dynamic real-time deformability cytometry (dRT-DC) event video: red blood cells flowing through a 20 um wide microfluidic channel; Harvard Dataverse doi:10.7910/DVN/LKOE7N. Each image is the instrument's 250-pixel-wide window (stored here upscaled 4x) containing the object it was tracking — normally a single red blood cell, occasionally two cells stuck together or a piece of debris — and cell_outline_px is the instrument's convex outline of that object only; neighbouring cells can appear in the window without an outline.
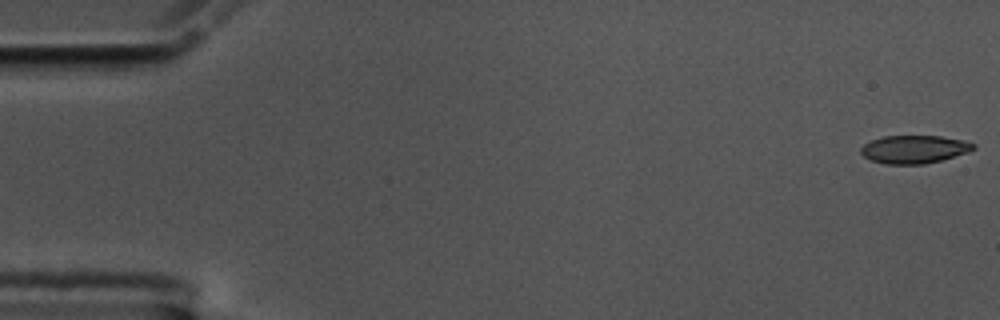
{"species": "common noctule bat (a hibernating species)", "species_latin": "Nyctalus noctula", "temperature_condition": "cold", "stored_images_in_passage": 56, "camera_frame_rate_fps": 3000, "um_per_image_px": 0.085, "animal": {"sex": "male", "body_mass_g": 17.5, "forearm_length_mm": 52.3}, "frame": {"image": 1, "passage_image": 1, "time_ms": 0.0, "image_size_px": [1000, 320], "cell_outline_px": [[976, 148], [968, 152], [940, 160], [924, 164], [888, 164], [872, 160], [864, 156], [860, 152], [860, 148], [864, 144], [872, 140], [884, 136], [940, 136], [960, 140], [976, 144]], "centroid_in_image_um": [77.7, 12.69], "position_along_channel_um": 7.3, "area_um2": 18.15}}
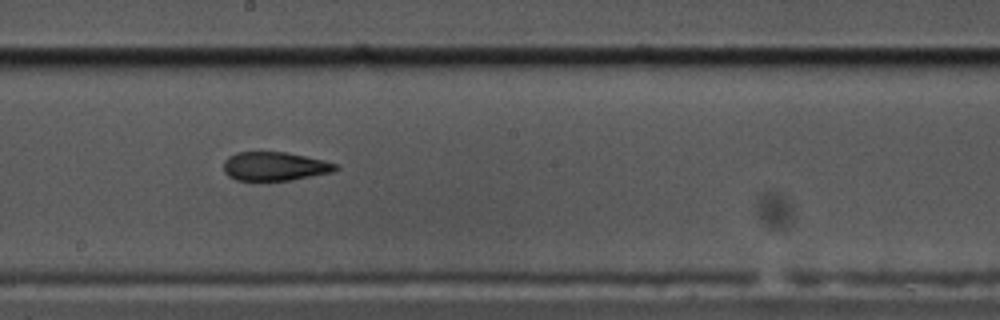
{"frame": {"image": 2, "passage_image": 31, "time_ms": 10.0, "image_size_px": [1000, 320], "cell_outline_px": [[340, 168], [332, 172], [292, 180], [236, 180], [228, 176], [224, 172], [224, 160], [228, 156], [236, 152], [284, 152], [324, 160], [336, 164]], "centroid_in_image_um": [23.33, 14.13], "position_along_channel_um": 224.9, "area_um2": 18.73}}
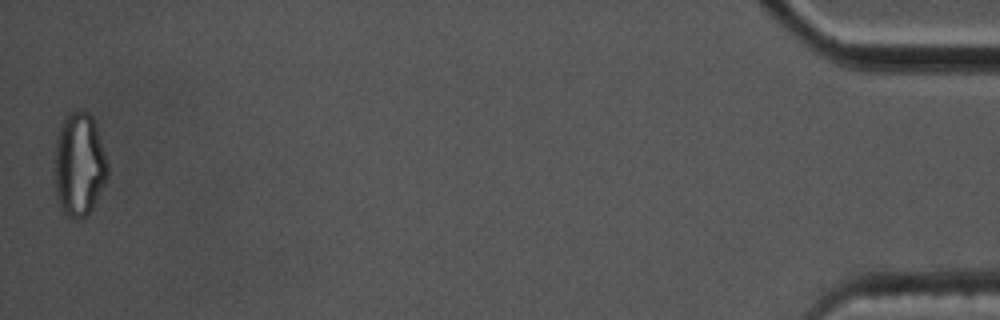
{"frame": {"image": 3, "passage_image": 56, "time_ms": 18.333, "image_size_px": [1000, 320], "cell_outline_px": [[108, 176], [92, 208], [84, 216], [68, 216], [60, 208], [56, 196], [56, 140], [60, 128], [64, 120], [72, 112], [84, 108], [92, 116], [108, 164]], "centroid_in_image_um": [6.74, 13.96], "position_along_channel_um": 428.5, "area_um2": 31.15}, "authors_computed_cell_mechanics": {"area_um2": 19.4786, "velocity_mm_per_s": 3.5684, "shape_relaxation_time_tau1_ms": null, "shape_relaxation_time_tau2_ms": 3.3079, "deformation_change_tau1": null, "deformation_change_tau2": 0.1039}}